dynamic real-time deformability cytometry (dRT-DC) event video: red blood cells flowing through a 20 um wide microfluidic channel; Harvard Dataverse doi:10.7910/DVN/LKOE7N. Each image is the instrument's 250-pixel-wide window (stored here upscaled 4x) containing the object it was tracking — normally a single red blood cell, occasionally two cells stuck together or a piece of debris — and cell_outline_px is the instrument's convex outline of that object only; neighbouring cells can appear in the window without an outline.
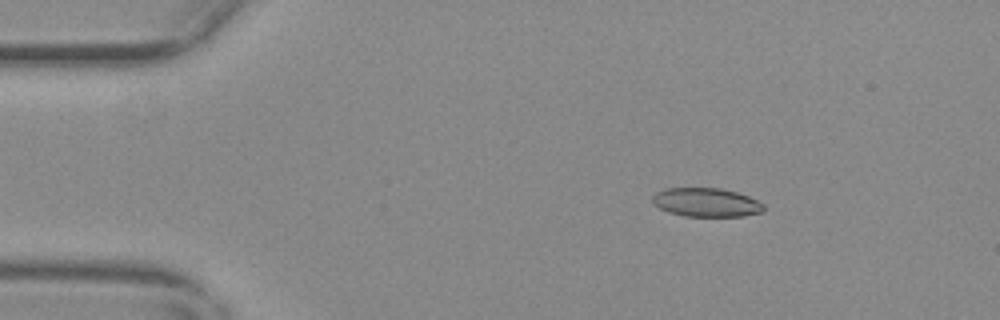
{"species": "common noctule bat (a hibernating species)", "species_latin": "Nyctalus noctula", "temperature_condition": "warm", "stored_images_in_passage": 48, "camera_frame_rate_fps": 3000, "um_per_image_px": 0.085, "animal": {"sex": "female", "body_mass_g": 29.2, "forearm_length_mm": 56.3}, "frame": {"image": 1, "passage_image": 1, "time_ms": 0.0, "image_size_px": [1000, 320], "cell_outline_px": [[764, 212], [744, 216], [684, 216], [668, 212], [652, 204], [652, 196], [656, 192], [664, 188], [720, 188], [736, 192], [748, 196], [764, 204]], "centroid_in_image_um": [60.01, 17.2], "position_along_channel_um": 25.0, "area_um2": 18.79}}
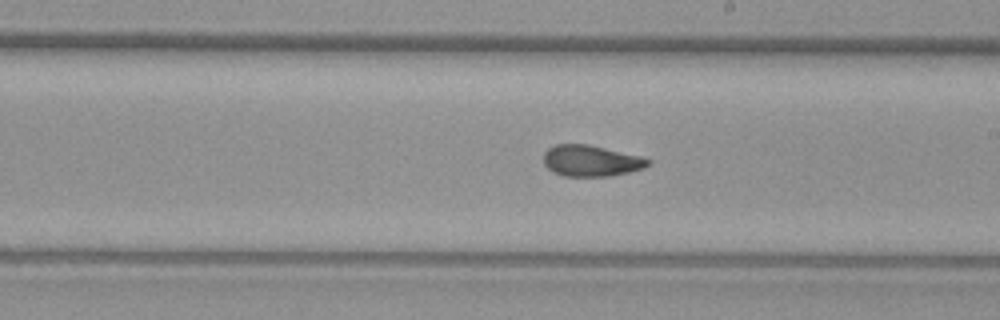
{"frame": {"image": 2, "passage_image": 24, "time_ms": 7.667, "image_size_px": [1000, 320], "cell_outline_px": [[652, 160], [644, 168], [612, 176], [564, 176], [552, 172], [544, 164], [544, 152], [548, 148], [556, 144], [588, 144], [640, 156]], "centroid_in_image_um": [50.22, 13.67], "position_along_channel_um": 238.8, "area_um2": 18.96}}
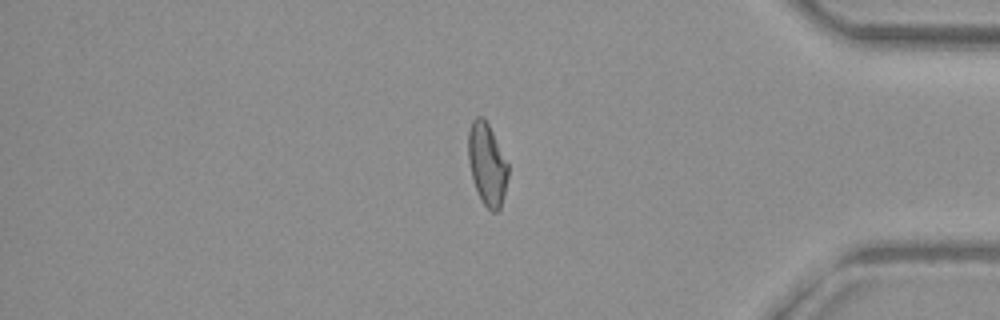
{"frame": {"image": 3, "passage_image": 39, "time_ms": 12.667, "image_size_px": [1000, 320], "cell_outline_px": [[508, 176], [500, 208], [496, 212], [492, 212], [480, 200], [472, 180], [468, 160], [468, 132], [472, 120], [476, 116], [480, 116], [488, 124], [508, 164]], "centroid_in_image_um": [41.37, 13.98], "position_along_channel_um": 393.8, "area_um2": 18.9}, "authors_computed_cell_mechanics": {"area_um2": 19.4208, "velocity_mm_per_s": 3.6975, "shape_relaxation_time_tau1_ms": null, "shape_relaxation_time_tau2_ms": 1.5171, "deformation_change_tau1": null, "deformation_change_tau2": 0.0749}}